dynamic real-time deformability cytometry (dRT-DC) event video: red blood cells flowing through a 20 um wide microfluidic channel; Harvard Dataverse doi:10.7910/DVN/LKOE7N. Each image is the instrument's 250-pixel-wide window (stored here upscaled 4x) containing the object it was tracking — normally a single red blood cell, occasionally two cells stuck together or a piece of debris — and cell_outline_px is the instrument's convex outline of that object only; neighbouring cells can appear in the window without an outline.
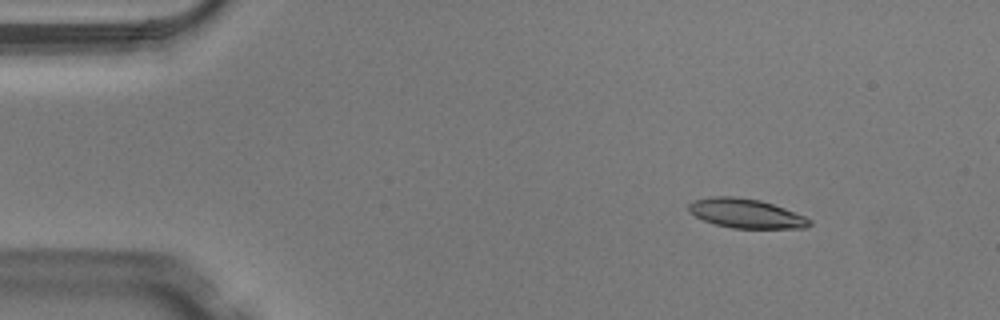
{"species": "Egyptian fruit bat (a non-hibernating species)", "species_latin": "Rousettus aegyptiacus", "temperature_condition": "warm", "stored_images_in_passage": 50, "camera_frame_rate_fps": 3000, "um_per_image_px": 0.085, "animal": {"sex": "male"}, "frame": {"image": 1, "passage_image": 6, "time_ms": 1.667, "image_size_px": [1000, 320], "cell_outline_px": [[812, 224], [804, 228], [732, 228], [716, 224], [704, 220], [688, 212], [688, 204], [692, 200], [712, 196], [732, 196], [760, 200], [784, 208], [804, 216], [812, 220]], "centroid_in_image_um": [63.38, 18.13], "position_along_channel_um": 21.6, "area_um2": 20.58}}
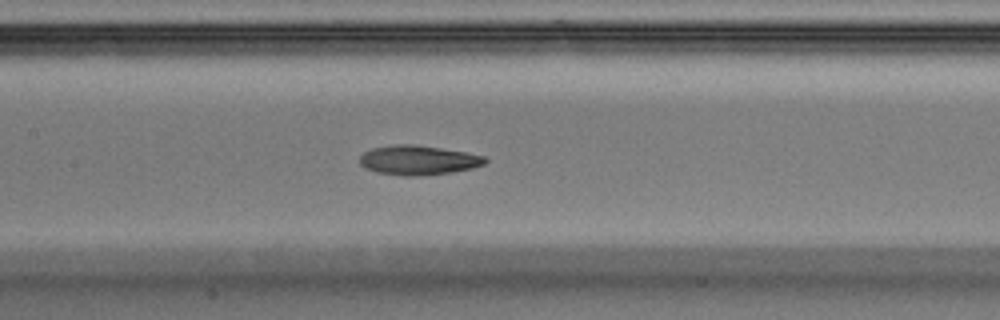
{"frame": {"image": 2, "passage_image": 23, "time_ms": 7.333, "image_size_px": [1000, 320], "cell_outline_px": [[488, 160], [484, 164], [472, 168], [452, 172], [416, 176], [404, 176], [376, 172], [364, 168], [360, 164], [360, 156], [364, 152], [372, 148], [392, 144], [416, 144], [464, 152], [484, 156]], "centroid_in_image_um": [35.51, 13.61], "position_along_channel_um": 171.9, "area_um2": 21.56}}
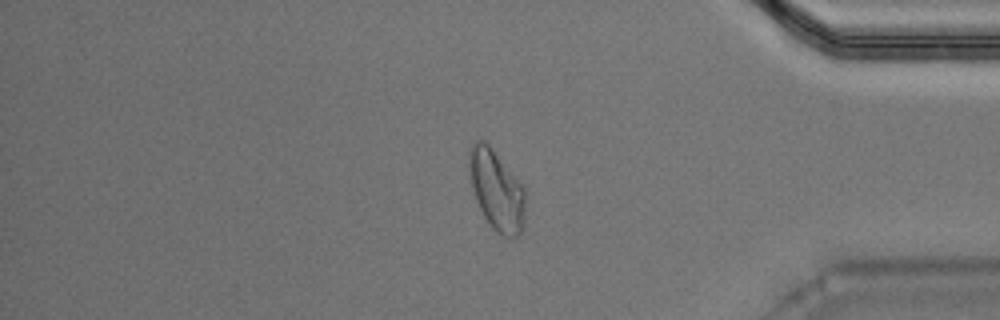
{"frame": {"image": 3, "passage_image": 41, "time_ms": 13.333, "image_size_px": [1000, 320], "cell_outline_px": [[524, 228], [516, 236], [504, 236], [496, 232], [492, 228], [484, 216], [476, 200], [468, 168], [468, 152], [472, 144], [476, 140], [484, 140], [492, 148], [524, 188]], "centroid_in_image_um": [42.19, 16.16], "position_along_channel_um": 393.0, "area_um2": 25.89}}